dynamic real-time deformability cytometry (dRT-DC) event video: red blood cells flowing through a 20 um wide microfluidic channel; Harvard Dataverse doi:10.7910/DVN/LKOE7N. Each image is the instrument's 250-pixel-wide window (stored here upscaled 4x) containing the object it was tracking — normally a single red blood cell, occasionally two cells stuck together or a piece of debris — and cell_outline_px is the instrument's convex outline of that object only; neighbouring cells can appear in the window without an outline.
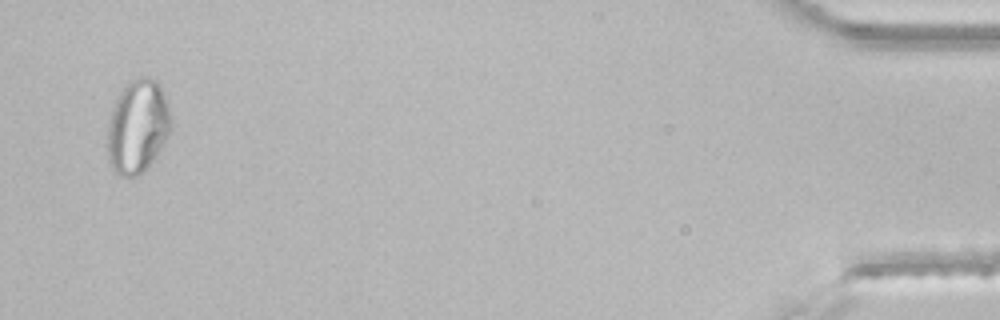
{"species": "common noctule bat (a hibernating species)", "species_latin": "Nyctalus noctula", "temperature_condition": "room temperature", "stored_images_in_passage": 38, "segment_of_instrument_passage": [2, 2], "camera_frame_rate_fps": 3000, "um_per_image_px": 0.085, "animal": {"sex": "male", "body_mass_g": 21.5, "forearm_length_mm": 52.0}, "frame": {"image": 1, "passage_image": 37, "time_ms": 12.0, "image_size_px": [1000, 320], "cell_outline_px": [[172, 128], [148, 168], [140, 176], [120, 176], [112, 168], [108, 160], [108, 124], [112, 108], [120, 92], [128, 80], [140, 76], [144, 76], [156, 80], [164, 96]], "centroid_in_image_um": [11.67, 10.77], "position_along_channel_um": 423.5, "area_um2": 34.33}}